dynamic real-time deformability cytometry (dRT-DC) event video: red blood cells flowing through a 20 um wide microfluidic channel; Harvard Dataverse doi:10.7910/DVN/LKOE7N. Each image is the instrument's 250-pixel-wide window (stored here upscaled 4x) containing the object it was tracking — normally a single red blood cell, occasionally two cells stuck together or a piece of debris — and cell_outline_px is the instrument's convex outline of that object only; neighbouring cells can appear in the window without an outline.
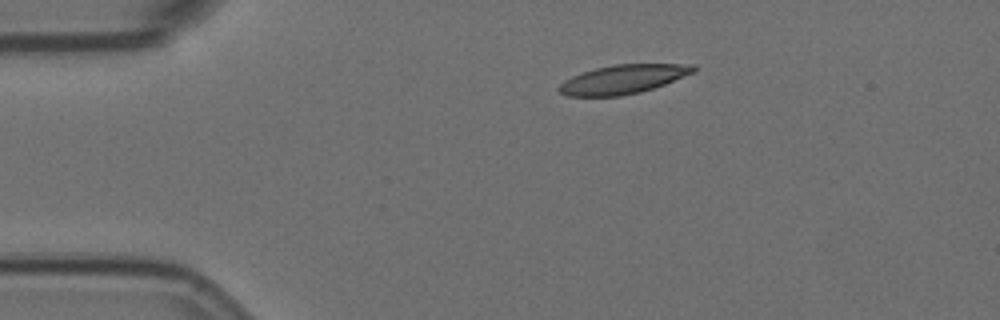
{"species": "Egyptian fruit bat (a non-hibernating species)", "species_latin": "Rousettus aegyptiacus", "temperature_condition": "room temperature", "stored_images_in_passage": 6, "camera_frame_rate_fps": 3000, "um_per_image_px": 0.085, "animal": {"sex": "female"}, "frame": {"image": 1, "passage_image": 6, "time_ms": 1.667, "image_size_px": [1000, 320], "cell_outline_px": [[696, 72], [664, 84], [640, 92], [620, 96], [568, 96], [560, 92], [556, 88], [564, 80], [572, 76], [596, 68], [612, 64], [696, 64]], "centroid_in_image_um": [52.97, 6.73], "position_along_channel_um": 32.0, "area_um2": 22.66}}